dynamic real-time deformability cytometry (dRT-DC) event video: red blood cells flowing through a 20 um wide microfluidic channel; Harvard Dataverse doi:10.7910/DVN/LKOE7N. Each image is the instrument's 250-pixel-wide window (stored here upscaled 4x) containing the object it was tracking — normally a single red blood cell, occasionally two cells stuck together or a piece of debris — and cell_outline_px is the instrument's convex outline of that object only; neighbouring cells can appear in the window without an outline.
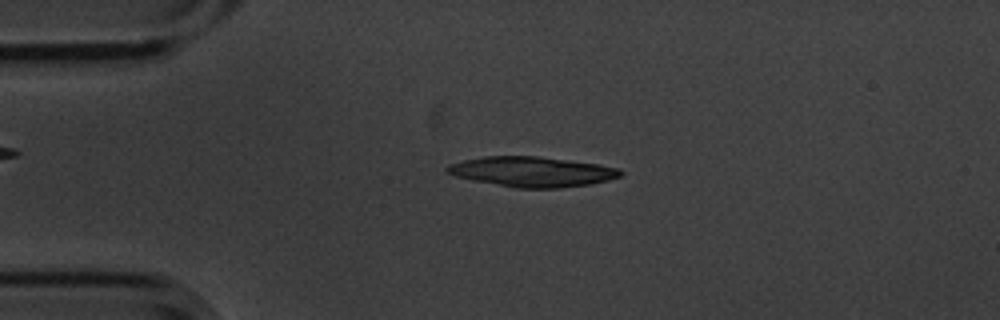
{"species": "common noctule bat (a hibernating species)", "species_latin": "Nyctalus noctula", "temperature_condition": "cold", "stored_images_in_passage": 4, "camera_frame_rate_fps": 3000, "um_per_image_px": 0.085, "animal": {"sex": "male", "body_mass_g": 20.1, "forearm_length_mm": 53.5}, "frame": {"image": 1, "passage_image": 3, "time_ms": 0.667, "image_size_px": [1000, 320], "cell_outline_px": [[624, 176], [608, 180], [588, 184], [560, 188], [516, 188], [472, 180], [456, 176], [444, 172], [444, 168], [448, 164], [464, 160], [484, 156], [536, 156], [600, 164], [620, 168], [624, 172]], "centroid_in_image_um": [45.23, 14.59], "position_along_channel_um": 39.8, "area_um2": 30.58}}